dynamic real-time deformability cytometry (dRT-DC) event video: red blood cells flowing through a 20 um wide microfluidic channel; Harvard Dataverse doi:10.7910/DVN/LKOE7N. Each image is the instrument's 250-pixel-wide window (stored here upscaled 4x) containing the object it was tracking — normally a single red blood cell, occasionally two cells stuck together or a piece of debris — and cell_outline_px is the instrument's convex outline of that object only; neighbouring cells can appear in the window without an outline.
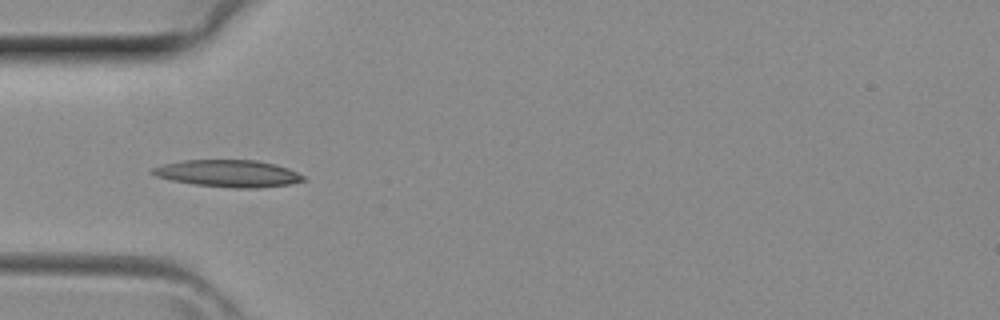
{"species": "common noctule bat (a hibernating species)", "species_latin": "Nyctalus noctula", "temperature_condition": "room temperature", "stored_images_in_passage": 2, "camera_frame_rate_fps": 3000, "um_per_image_px": 0.085, "animal": {"sex": "female", "body_mass_g": 29.2, "forearm_length_mm": 56.3}, "frame": {"image": 1, "passage_image": 2, "time_ms": 0.333, "image_size_px": [1000, 320], "cell_outline_px": [[304, 180], [292, 184], [256, 188], [236, 188], [192, 184], [172, 180], [156, 176], [148, 172], [152, 168], [164, 164], [184, 160], [256, 160], [276, 164], [288, 168], [304, 176]], "centroid_in_image_um": [19.39, 14.74], "position_along_channel_um": 65.6, "area_um2": 23.76}}